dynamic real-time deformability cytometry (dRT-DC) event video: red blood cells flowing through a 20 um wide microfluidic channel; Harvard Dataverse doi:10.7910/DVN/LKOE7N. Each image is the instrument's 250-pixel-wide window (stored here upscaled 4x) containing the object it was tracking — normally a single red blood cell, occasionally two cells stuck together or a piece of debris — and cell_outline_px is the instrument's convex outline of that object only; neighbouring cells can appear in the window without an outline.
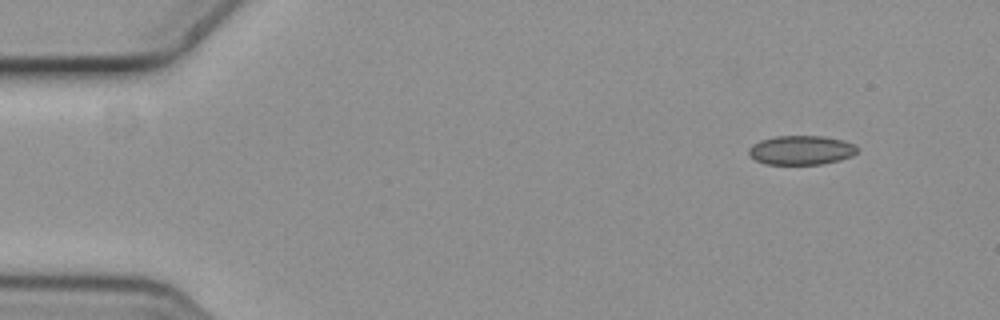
{"species": "common noctule bat (a hibernating species)", "species_latin": "Nyctalus noctula", "temperature_condition": "cold", "stored_images_in_passage": 4, "camera_frame_rate_fps": 3000, "um_per_image_px": 0.085, "animal": {"sex": "female", "body_mass_g": 19.3, "forearm_length_mm": 54.1}, "frame": {"image": 1, "passage_image": 1, "time_ms": 0.0, "image_size_px": [1000, 320], "cell_outline_px": [[860, 148], [852, 156], [840, 160], [820, 164], [764, 164], [748, 156], [748, 148], [752, 144], [760, 140], [776, 136], [824, 136], [844, 140], [856, 144]], "centroid_in_image_um": [68.1, 12.76], "position_along_channel_um": 16.9, "area_um2": 18.73}}
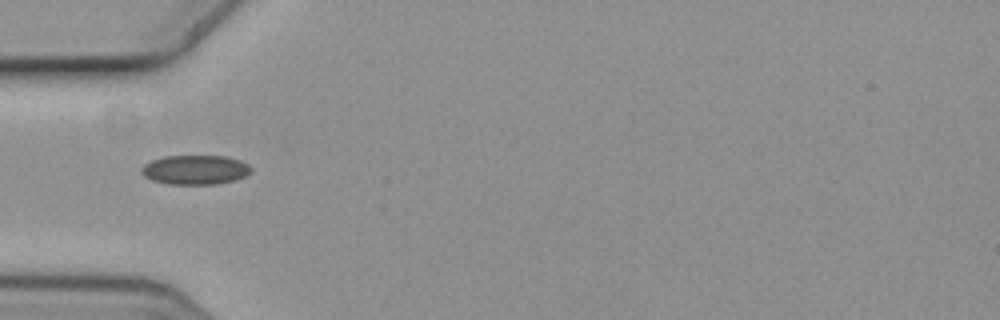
{"frame": {"image": 2, "passage_image": 4, "time_ms": 1.0, "image_size_px": [1000, 320], "cell_outline_px": [[252, 172], [244, 176], [232, 180], [216, 184], [168, 184], [152, 180], [144, 176], [140, 172], [140, 168], [144, 164], [152, 160], [164, 156], [228, 156], [240, 160], [248, 164], [252, 168]], "centroid_in_image_um": [16.58, 14.42], "position_along_channel_um": 68.4, "area_um2": 18.84}}